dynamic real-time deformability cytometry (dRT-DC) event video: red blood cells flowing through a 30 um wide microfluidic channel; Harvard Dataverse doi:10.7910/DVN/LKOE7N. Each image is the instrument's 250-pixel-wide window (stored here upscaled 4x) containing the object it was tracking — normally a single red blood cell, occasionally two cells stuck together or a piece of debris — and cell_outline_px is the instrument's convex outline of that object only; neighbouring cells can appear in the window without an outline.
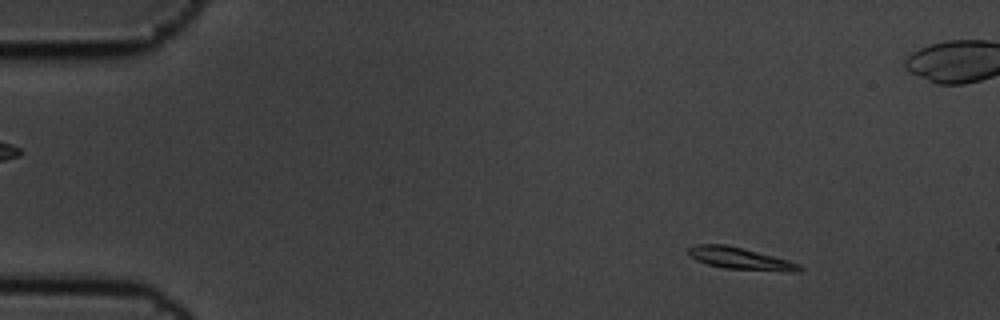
{"species": "common noctule bat (a hibernating species)", "species_latin": "Nyctalus noctula", "temperature_condition": "cold", "stored_images_in_passage": 7, "camera_frame_rate_fps": 3000, "um_per_image_px": 0.085, "animal": {"sex": "male", "body_mass_g": 19.5, "forearm_length_mm": 54.6}, "frame": {"image": 1, "passage_image": 2, "time_ms": 0.333, "image_size_px": [1000, 320], "cell_outline_px": [[804, 268], [800, 272], [784, 272], [724, 268], [708, 264], [696, 260], [688, 256], [688, 248], [696, 244], [724, 244], [744, 248], [788, 260], [800, 264]], "centroid_in_image_um": [62.95, 21.98], "position_along_channel_um": 22.0, "area_um2": 14.39}}
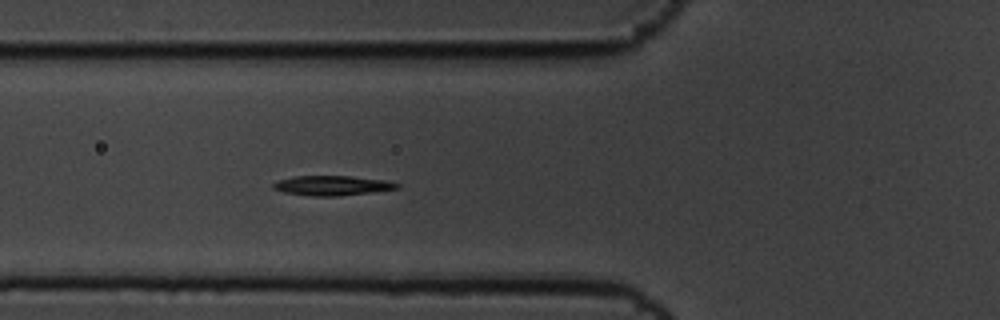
{"frame": {"image": 2, "passage_image": 6, "time_ms": 1.667, "image_size_px": [1000, 320], "cell_outline_px": [[400, 188], [372, 192], [336, 196], [312, 196], [284, 192], [272, 188], [272, 184], [276, 180], [296, 176], [348, 176], [384, 180], [400, 184]], "centroid_in_image_um": [28.2, 15.77], "position_along_channel_um": 97.6, "area_um2": 14.16}}